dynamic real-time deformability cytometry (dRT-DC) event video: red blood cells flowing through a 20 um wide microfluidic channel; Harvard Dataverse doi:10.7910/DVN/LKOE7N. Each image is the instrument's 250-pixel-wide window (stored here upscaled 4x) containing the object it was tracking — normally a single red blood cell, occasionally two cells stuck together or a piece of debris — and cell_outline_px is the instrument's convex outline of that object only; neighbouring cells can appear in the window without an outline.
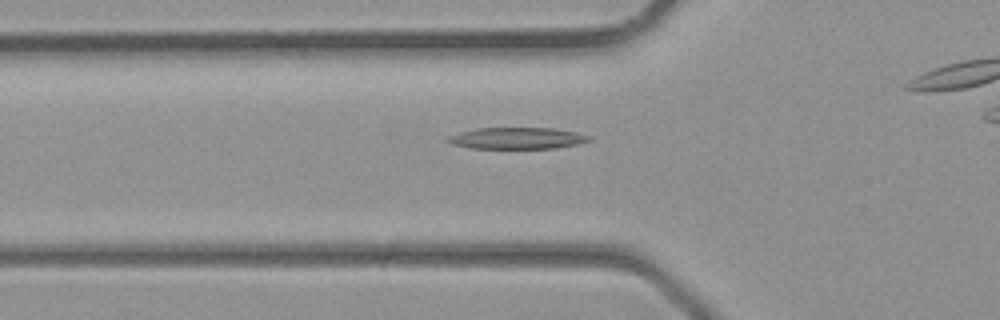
{"species": "common noctule bat (a hibernating species)", "species_latin": "Nyctalus noctula", "temperature_condition": "room temperature", "stored_images_in_passage": 5, "camera_frame_rate_fps": 3000, "um_per_image_px": 0.085, "animal": {"sex": "male", "body_mass_g": 23.1, "forearm_length_mm": 52.7}, "frame": {"image": 1, "passage_image": 4, "time_ms": 1.0, "image_size_px": [1000, 320], "cell_outline_px": [[592, 140], [576, 144], [556, 148], [472, 148], [452, 144], [444, 140], [448, 136], [460, 132], [476, 128], [552, 128], [576, 132], [592, 136]], "centroid_in_image_um": [43.95, 11.74], "position_along_channel_um": 81.9, "area_um2": 17.69}}